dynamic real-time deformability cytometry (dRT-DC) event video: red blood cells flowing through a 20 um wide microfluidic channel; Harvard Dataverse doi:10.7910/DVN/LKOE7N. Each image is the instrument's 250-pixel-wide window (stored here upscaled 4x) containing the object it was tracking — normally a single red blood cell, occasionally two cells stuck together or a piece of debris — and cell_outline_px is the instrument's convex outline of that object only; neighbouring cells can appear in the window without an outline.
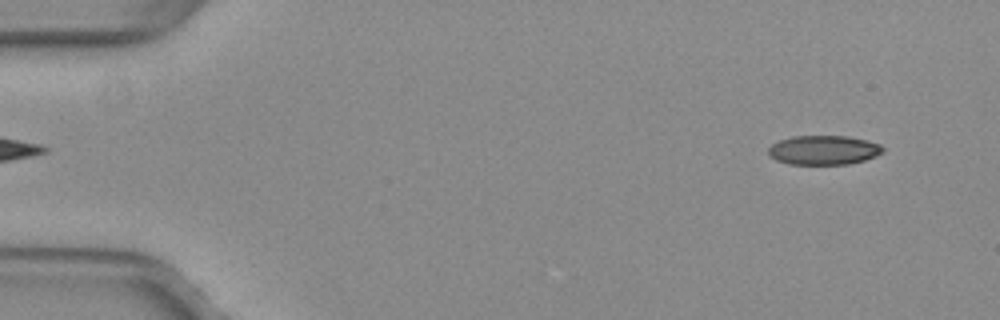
{"species": "common noctule bat (a hibernating species)", "species_latin": "Nyctalus noctula", "temperature_condition": "warm", "stored_images_in_passage": 49, "camera_frame_rate_fps": 3000, "um_per_image_px": 0.085, "animal": {"sex": "female", "body_mass_g": 29.2, "forearm_length_mm": 56.3}, "frame": {"image": 1, "passage_image": 1, "time_ms": 0.0, "image_size_px": [1000, 320], "cell_outline_px": [[884, 152], [876, 156], [864, 160], [848, 164], [788, 164], [776, 160], [768, 156], [768, 148], [772, 144], [780, 140], [792, 136], [848, 136], [880, 144], [884, 148]], "centroid_in_image_um": [69.99, 12.76], "position_along_channel_um": 15.0, "area_um2": 19.59}}
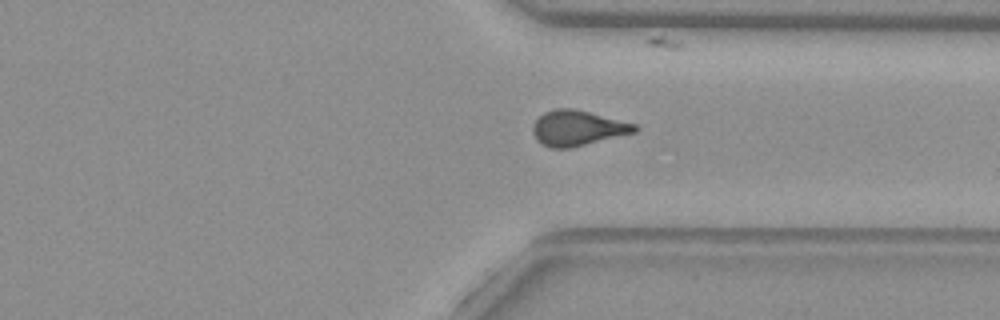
{"frame": {"image": 2, "passage_image": 36, "time_ms": 11.667, "image_size_px": [1000, 320], "cell_outline_px": [[640, 128], [636, 132], [572, 148], [548, 148], [536, 140], [532, 132], [532, 124], [544, 112], [556, 108], [572, 108], [636, 124]], "centroid_in_image_um": [49.07, 10.9], "position_along_channel_um": 362.3, "area_um2": 21.04}}
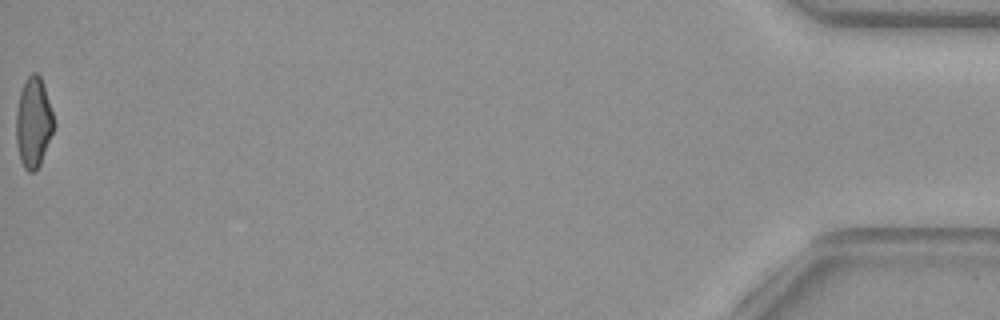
{"frame": {"image": 3, "passage_image": 49, "time_ms": 16.0, "image_size_px": [1000, 320], "cell_outline_px": [[56, 124], [40, 164], [32, 172], [28, 172], [24, 168], [20, 160], [16, 144], [16, 108], [20, 92], [24, 80], [32, 72], [36, 72], [40, 76], [44, 84]], "centroid_in_image_um": [2.84, 10.38], "position_along_channel_um": 432.4, "area_um2": 20.06}, "authors_computed_cell_mechanics": {"area_um2": 20.7502, "velocity_mm_per_s": 4.0248, "shape_relaxation_time_tau1_ms": null, "shape_relaxation_time_tau2_ms": 1.6768, "deformation_change_tau1": null, "deformation_change_tau2": 0.0855}}